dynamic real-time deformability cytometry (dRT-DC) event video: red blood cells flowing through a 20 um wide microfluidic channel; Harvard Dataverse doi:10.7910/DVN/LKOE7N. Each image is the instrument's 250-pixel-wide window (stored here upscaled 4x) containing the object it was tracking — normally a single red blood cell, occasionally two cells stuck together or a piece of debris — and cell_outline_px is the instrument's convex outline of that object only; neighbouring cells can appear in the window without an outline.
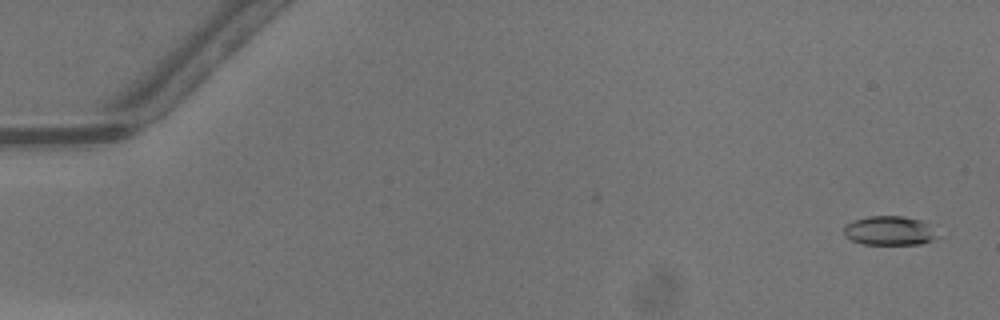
{"species": "common noctule bat (a hibernating species)", "species_latin": "Nyctalus noctula", "temperature_condition": "warm", "stored_images_in_passage": 47, "camera_frame_rate_fps": 3000, "um_per_image_px": 0.085, "animal": {"sex": "male", "body_mass_g": 13.3}, "frame": {"image": 1, "passage_image": 1, "time_ms": 0.0, "image_size_px": [1000, 320], "cell_outline_px": [[940, 236], [936, 240], [920, 244], [864, 244], [852, 240], [844, 236], [844, 224], [852, 220], [868, 216], [904, 216], [924, 220]], "centroid_in_image_um": [75.63, 19.6], "position_along_channel_um": 9.4, "area_um2": 16.24}}
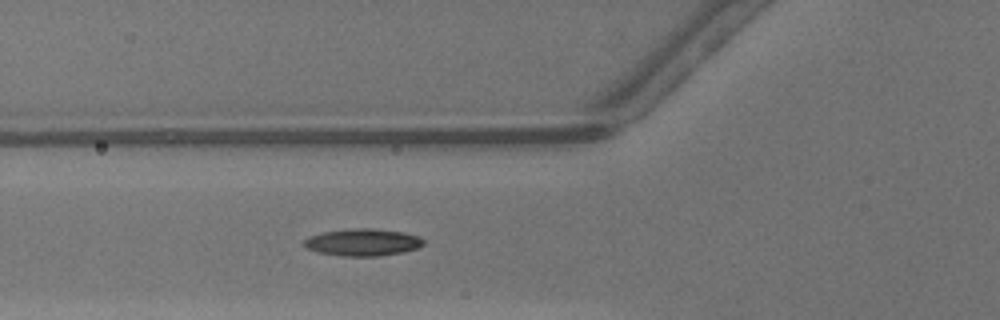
{"frame": {"image": 2, "passage_image": 18, "time_ms": 5.667, "image_size_px": [1000, 320], "cell_outline_px": [[424, 244], [420, 248], [380, 256], [340, 256], [316, 252], [304, 248], [300, 244], [300, 240], [308, 236], [324, 232], [356, 228], [372, 228], [404, 232], [420, 236], [424, 240]], "centroid_in_image_um": [30.77, 20.6], "position_along_channel_um": 95.0, "area_um2": 19.31}}
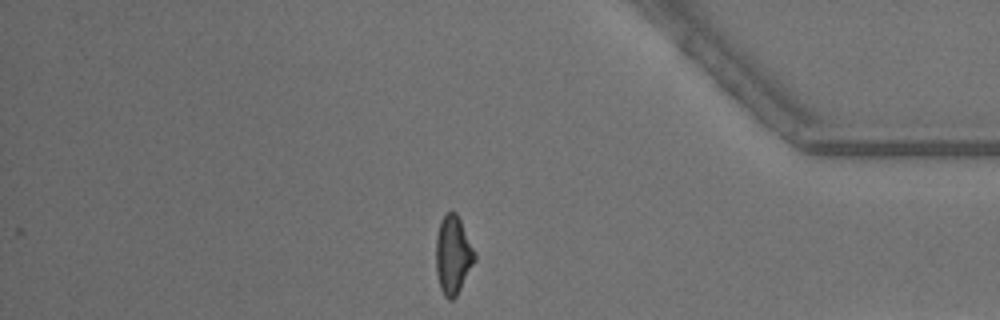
{"frame": {"image": 3, "passage_image": 41, "time_ms": 13.333, "image_size_px": [1000, 320], "cell_outline_px": [[476, 260], [456, 296], [452, 300], [448, 300], [444, 296], [440, 288], [436, 272], [436, 236], [440, 220], [452, 208], [456, 212], [476, 252]], "centroid_in_image_um": [38.51, 21.66], "position_along_channel_um": 396.7, "area_um2": 17.86}}